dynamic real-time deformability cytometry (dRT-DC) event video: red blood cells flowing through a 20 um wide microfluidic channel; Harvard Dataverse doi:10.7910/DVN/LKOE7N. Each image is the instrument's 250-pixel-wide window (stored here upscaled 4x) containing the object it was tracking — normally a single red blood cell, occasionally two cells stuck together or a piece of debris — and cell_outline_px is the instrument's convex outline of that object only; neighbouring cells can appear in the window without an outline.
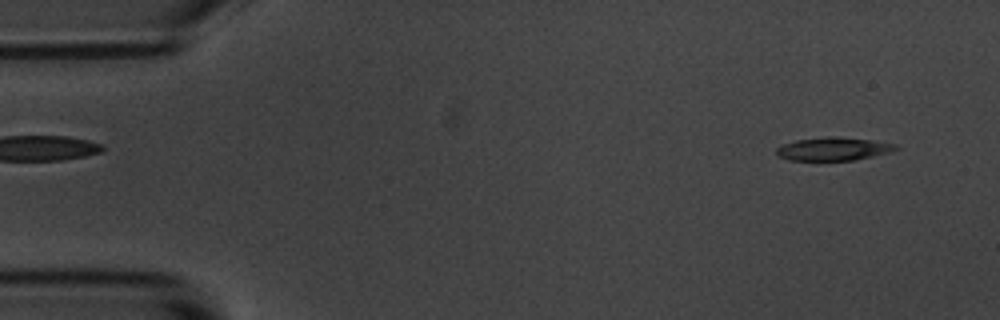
{"species": "common noctule bat (a hibernating species)", "species_latin": "Nyctalus noctula", "temperature_condition": "room temperature", "stored_images_in_passage": 53, "camera_frame_rate_fps": 3000, "um_per_image_px": 0.085, "animal": {"sex": "male", "body_mass_g": 20.1, "forearm_length_mm": 53.5}, "frame": {"image": 1, "passage_image": 3, "time_ms": 0.667, "image_size_px": [1000, 320], "cell_outline_px": [[900, 148], [888, 152], [856, 160], [788, 160], [780, 156], [776, 152], [776, 148], [784, 144], [796, 140], [828, 136], [836, 136], [872, 140], [896, 144]], "centroid_in_image_um": [70.84, 12.65], "position_along_channel_um": 14.2, "area_um2": 16.01}}
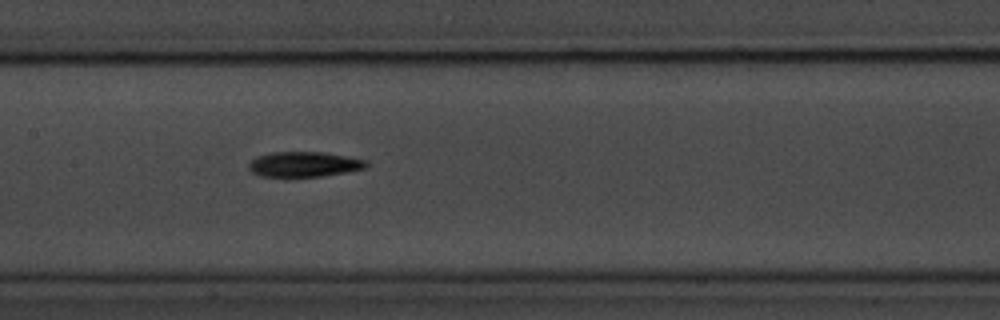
{"frame": {"image": 2, "passage_image": 25, "time_ms": 8.0, "image_size_px": [1000, 320], "cell_outline_px": [[368, 164], [364, 168], [344, 172], [320, 176], [260, 176], [252, 172], [248, 168], [248, 164], [256, 156], [272, 152], [324, 152], [368, 160]], "centroid_in_image_um": [25.82, 13.95], "position_along_channel_um": 181.6, "area_um2": 17.05}}
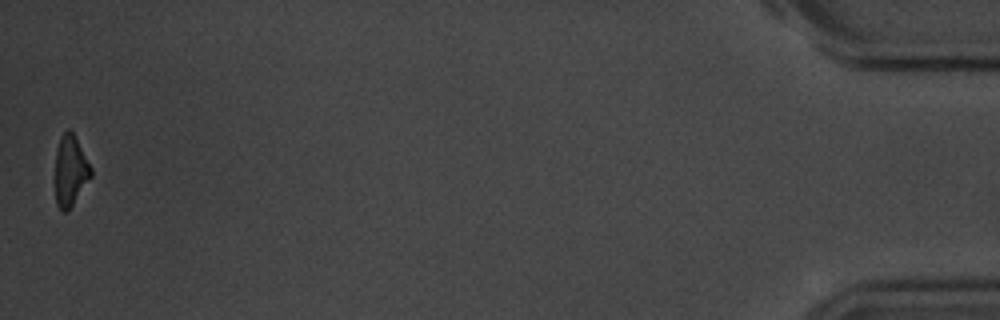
{"frame": {"image": 3, "passage_image": 53, "time_ms": 17.333, "image_size_px": [1000, 320], "cell_outline_px": [[92, 176], [72, 204], [64, 212], [56, 204], [56, 148], [60, 136], [68, 128], [72, 132], [92, 168]], "centroid_in_image_um": [5.98, 14.47], "position_along_channel_um": 429.2, "area_um2": 14.33}, "authors_computed_cell_mechanics": {"area_um2": 16.473, "velocity_mm_per_s": 3.6753, "shape_relaxation_time_tau1_ms": 2.1421, "shape_relaxation_time_tau2_ms": 7.4053, "deformation_change_tau1": 0.129, "deformation_change_tau2": 0.1812}}